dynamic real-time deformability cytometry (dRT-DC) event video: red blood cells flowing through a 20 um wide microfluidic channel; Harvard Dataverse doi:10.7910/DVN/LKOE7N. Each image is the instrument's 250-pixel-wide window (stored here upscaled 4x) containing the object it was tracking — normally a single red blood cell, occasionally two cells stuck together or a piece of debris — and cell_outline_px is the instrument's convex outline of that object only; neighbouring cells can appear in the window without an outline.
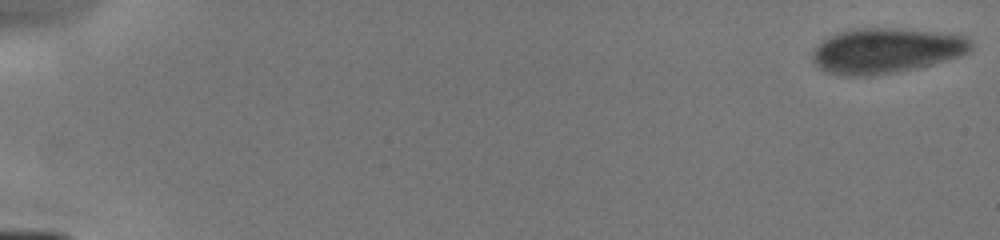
{"species": "human", "species_latin": "Homo sapiens", "temperature_condition": "cold", "stored_images_in_passage": 7, "camera_frame_rate_fps": 3000, "um_per_image_px": 0.085, "donor": {"sex": "male"}, "frame": {"image": 1, "passage_image": 1, "time_ms": 0.0, "image_size_px": [1000, 240], "cell_outline_px": [[972, 52], [924, 68], [896, 72], [860, 76], [844, 76], [828, 72], [820, 68], [812, 60], [812, 52], [828, 36], [836, 32], [860, 28], [888, 28], [932, 32], [968, 36], [972, 40]], "centroid_in_image_um": [75.37, 4.32], "position_along_channel_um": 9.6, "area_um2": 41.91}}
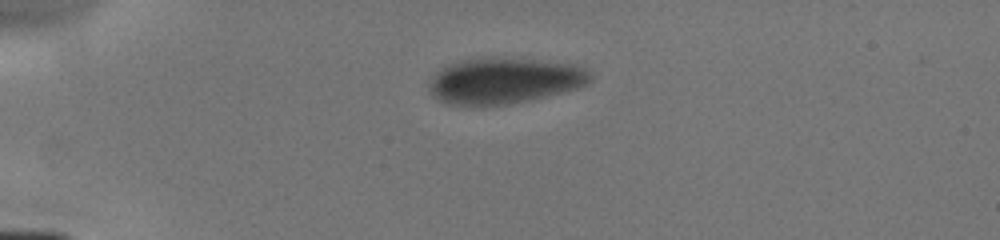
{"frame": {"image": 2, "passage_image": 5, "time_ms": 4.0, "image_size_px": [1000, 240], "cell_outline_px": [[592, 80], [588, 84], [576, 88], [548, 96], [532, 100], [508, 104], [476, 108], [448, 104], [432, 96], [428, 88], [428, 84], [432, 76], [436, 72], [448, 64], [464, 60], [484, 56], [504, 56], [576, 64], [584, 68], [592, 76]], "centroid_in_image_um": [42.83, 6.87], "position_along_channel_um": 42.2, "area_um2": 44.45}}
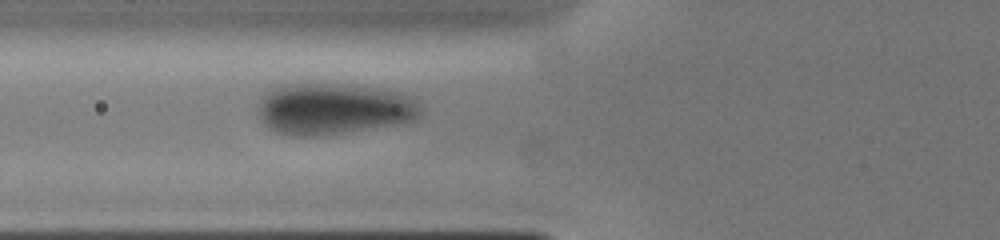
{"frame": {"image": 3, "passage_image": 7, "time_ms": 6.333, "image_size_px": [1000, 240], "cell_outline_px": [[420, 112], [412, 120], [392, 124], [340, 132], [312, 136], [300, 136], [280, 132], [264, 124], [260, 116], [260, 100], [264, 92], [272, 88], [284, 84], [340, 84], [372, 88], [400, 92], [408, 96], [420, 108]], "centroid_in_image_um": [28.28, 9.22], "position_along_channel_um": 97.5, "area_um2": 47.16}}